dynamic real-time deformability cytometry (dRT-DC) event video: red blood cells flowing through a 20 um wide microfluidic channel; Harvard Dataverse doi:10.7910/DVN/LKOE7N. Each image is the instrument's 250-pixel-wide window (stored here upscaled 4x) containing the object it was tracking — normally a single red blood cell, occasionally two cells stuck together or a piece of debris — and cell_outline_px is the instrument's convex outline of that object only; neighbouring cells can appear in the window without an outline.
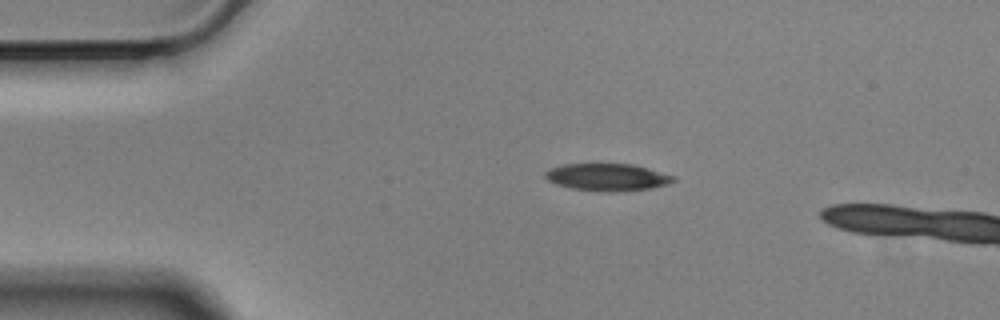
{"species": "Egyptian fruit bat (a non-hibernating species)", "species_latin": "Rousettus aegyptiacus", "temperature_condition": "cold", "stored_images_in_passage": 4, "camera_frame_rate_fps": 3000, "um_per_image_px": 0.085, "animal": {"sex": "male"}, "frame": {"image": 1, "passage_image": 1, "time_ms": 0.0, "image_size_px": [1000, 320], "cell_outline_px": [[676, 180], [668, 184], [652, 188], [616, 192], [608, 192], [572, 188], [556, 184], [548, 180], [544, 176], [544, 172], [548, 168], [564, 164], [632, 164], [648, 168], [676, 176]], "centroid_in_image_um": [51.63, 15.06], "position_along_channel_um": 33.4, "area_um2": 20.46}}